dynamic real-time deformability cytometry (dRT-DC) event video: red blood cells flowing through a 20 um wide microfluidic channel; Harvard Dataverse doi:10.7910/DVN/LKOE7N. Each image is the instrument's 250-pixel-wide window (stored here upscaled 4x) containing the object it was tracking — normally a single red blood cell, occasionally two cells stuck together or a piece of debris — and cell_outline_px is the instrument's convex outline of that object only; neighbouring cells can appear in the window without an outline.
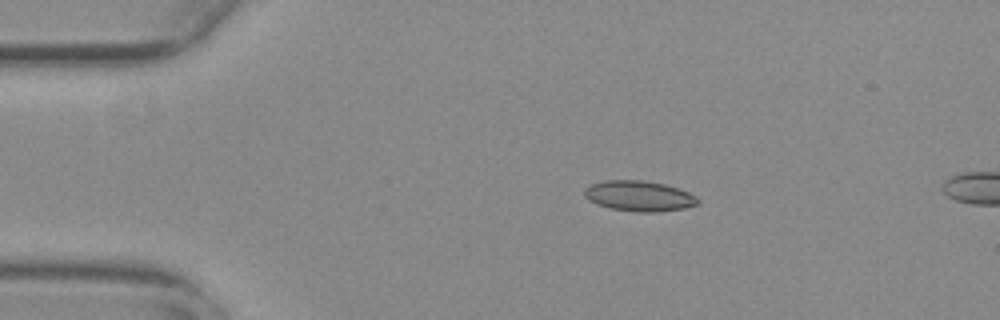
{"species": "common noctule bat (a hibernating species)", "species_latin": "Nyctalus noctula", "temperature_condition": "warm", "stored_images_in_passage": 15, "camera_frame_rate_fps": 3000, "um_per_image_px": 0.085, "animal": {"sex": "female", "body_mass_g": 29.2, "forearm_length_mm": 56.3}, "frame": {"image": 1, "passage_image": 11, "time_ms": 3.333, "image_size_px": [1000, 320], "cell_outline_px": [[700, 200], [696, 204], [684, 208], [656, 212], [636, 212], [612, 208], [596, 204], [588, 200], [584, 196], [584, 188], [588, 184], [604, 180], [644, 180], [664, 184], [688, 192], [696, 196]], "centroid_in_image_um": [54.27, 16.65], "position_along_channel_um": 30.7, "area_um2": 20.17}}